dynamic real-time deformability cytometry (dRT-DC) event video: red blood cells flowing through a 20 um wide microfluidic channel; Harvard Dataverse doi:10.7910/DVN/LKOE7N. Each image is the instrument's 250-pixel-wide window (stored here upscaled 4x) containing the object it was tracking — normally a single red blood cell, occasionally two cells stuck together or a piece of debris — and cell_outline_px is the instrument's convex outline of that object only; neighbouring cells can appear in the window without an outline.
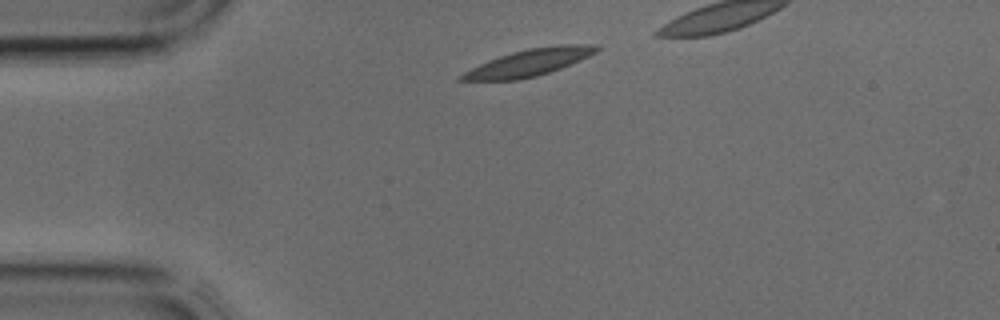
{"species": "common noctule bat (a hibernating species)", "species_latin": "Nyctalus noctula", "temperature_condition": "cold", "stored_images_in_passage": 3, "camera_frame_rate_fps": 3000, "um_per_image_px": 0.085, "animal": {"sex": "male", "body_mass_g": 17.9, "forearm_length_mm": 54.2}, "frame": {"image": 1, "passage_image": 1, "time_ms": 0.0, "image_size_px": [1000, 320], "cell_outline_px": [[600, 48], [596, 52], [580, 60], [560, 68], [536, 76], [516, 80], [456, 80], [456, 76], [488, 60], [512, 52], [528, 48], [560, 44], [596, 44]], "centroid_in_image_um": [44.96, 5.31], "position_along_channel_um": 40.0, "area_um2": 20.98}}